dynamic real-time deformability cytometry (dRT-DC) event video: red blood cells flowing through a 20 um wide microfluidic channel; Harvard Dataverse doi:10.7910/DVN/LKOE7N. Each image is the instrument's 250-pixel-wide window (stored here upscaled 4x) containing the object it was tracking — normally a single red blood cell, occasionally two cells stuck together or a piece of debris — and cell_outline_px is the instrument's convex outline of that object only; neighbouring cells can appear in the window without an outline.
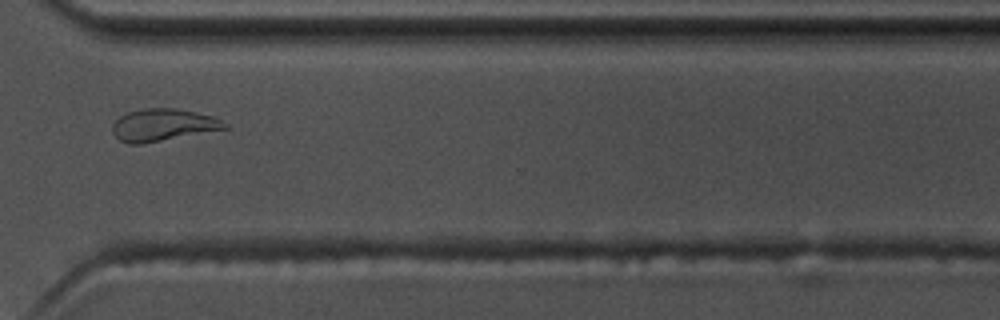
{"species": "common noctule bat (a hibernating species)", "species_latin": "Nyctalus noctula", "temperature_condition": "warm", "stored_images_in_passage": 51, "camera_frame_rate_fps": 3000, "um_per_image_px": 0.085, "animal": {"sex": "male", "body_mass_g": 17.5, "forearm_length_mm": 52.3}, "frame": {"image": 1, "passage_image": 37, "time_ms": 12.0, "image_size_px": [1000, 320], "cell_outline_px": [[228, 128], [140, 144], [128, 144], [120, 140], [112, 132], [112, 124], [120, 116], [128, 112], [144, 108], [176, 108], [212, 116], [228, 124]], "centroid_in_image_um": [13.82, 10.62], "position_along_channel_um": 356.8, "area_um2": 20.81}}
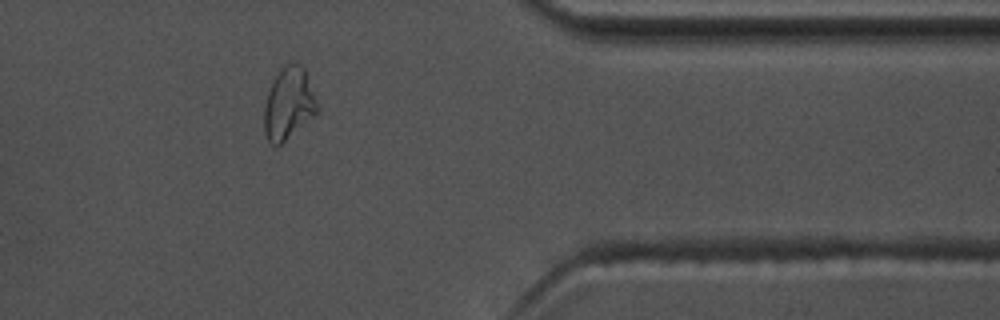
{"frame": {"image": 2, "passage_image": 41, "time_ms": 13.333, "image_size_px": [1000, 320], "cell_outline_px": [[320, 108], [316, 116], [276, 148], [268, 140], [264, 132], [264, 104], [272, 80], [280, 68], [288, 64], [300, 64], [304, 68]], "centroid_in_image_um": [24.54, 8.85], "position_along_channel_um": 386.9, "area_um2": 22.6}, "authors_computed_cell_mechanics": {"area_um2": 20.1722, "velocity_mm_per_s": 3.668, "shape_relaxation_time_tau1_ms": 8.1865, "shape_relaxation_time_tau2_ms": 4.1284, "deformation_change_tau1": 0.2309, "deformation_change_tau2": 0.104}}